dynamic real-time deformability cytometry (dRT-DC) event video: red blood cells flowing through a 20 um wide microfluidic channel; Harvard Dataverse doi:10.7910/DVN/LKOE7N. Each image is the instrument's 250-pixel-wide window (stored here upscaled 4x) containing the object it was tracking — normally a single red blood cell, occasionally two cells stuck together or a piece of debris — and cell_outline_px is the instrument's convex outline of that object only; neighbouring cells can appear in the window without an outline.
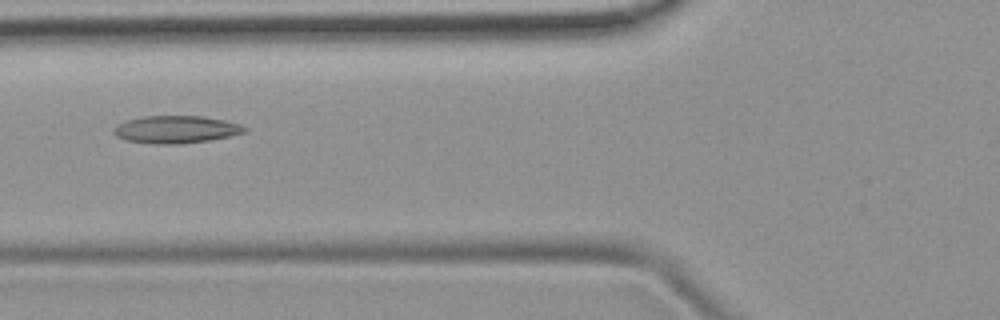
{"species": "common noctule bat (a hibernating species)", "species_latin": "Nyctalus noctula", "temperature_condition": "room temperature", "stored_images_in_passage": 5, "camera_frame_rate_fps": 3000, "um_per_image_px": 0.085, "animal": {"sex": "female", "body_mass_g": 19.9}, "frame": {"image": 1, "passage_image": 5, "time_ms": 4.667, "image_size_px": [1000, 320], "cell_outline_px": [[248, 128], [244, 132], [228, 136], [208, 140], [180, 144], [156, 144], [124, 140], [116, 136], [112, 132], [112, 128], [128, 120], [144, 116], [200, 116], [224, 120], [240, 124]], "centroid_in_image_um": [14.93, 11.01], "position_along_channel_um": 110.9, "area_um2": 20.81}}